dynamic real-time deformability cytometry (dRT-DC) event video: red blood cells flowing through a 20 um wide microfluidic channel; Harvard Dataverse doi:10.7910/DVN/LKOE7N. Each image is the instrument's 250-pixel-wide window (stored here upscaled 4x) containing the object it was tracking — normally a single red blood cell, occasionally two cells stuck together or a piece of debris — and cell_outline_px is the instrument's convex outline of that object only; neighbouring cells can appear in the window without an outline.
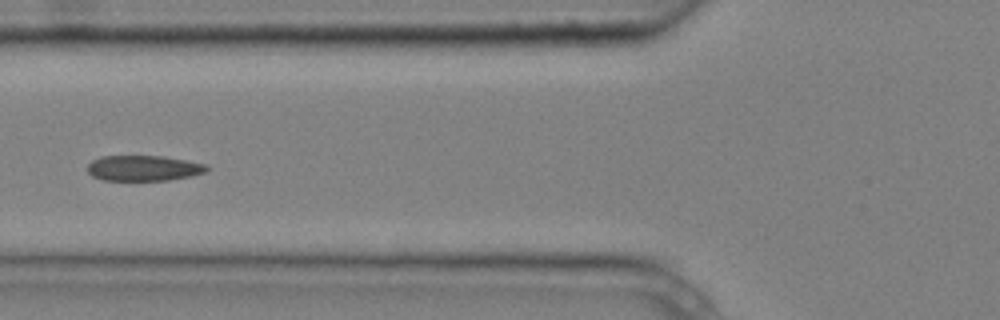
{"species": "common noctule bat (a hibernating species)", "species_latin": "Nyctalus noctula", "temperature_condition": "cold", "stored_images_in_passage": 5, "camera_frame_rate_fps": 3000, "um_per_image_px": 0.085, "animal": {"sex": "male", "body_mass_g": 20.4}, "frame": {"image": 1, "passage_image": 5, "time_ms": 1.333, "image_size_px": [1000, 320], "cell_outline_px": [[208, 168], [204, 172], [192, 176], [168, 180], [104, 180], [92, 176], [88, 172], [88, 164], [92, 160], [100, 156], [164, 156], [208, 164]], "centroid_in_image_um": [12.21, 14.28], "position_along_channel_um": 113.6, "area_um2": 17.74}}